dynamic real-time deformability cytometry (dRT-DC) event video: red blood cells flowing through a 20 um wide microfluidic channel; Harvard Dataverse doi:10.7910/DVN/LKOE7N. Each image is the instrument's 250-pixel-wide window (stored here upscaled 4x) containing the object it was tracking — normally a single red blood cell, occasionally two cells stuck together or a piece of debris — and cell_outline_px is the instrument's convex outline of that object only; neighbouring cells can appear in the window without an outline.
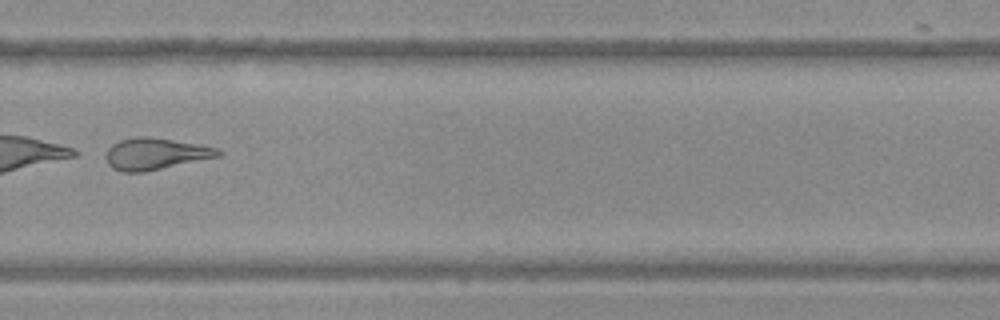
{"species": "Egyptian fruit bat (a non-hibernating species)", "species_latin": "Rousettus aegyptiacus", "temperature_condition": "warm", "stored_images_in_passage": 49, "camera_frame_rate_fps": 3000, "um_per_image_px": 0.085, "frame": {"image": 1, "passage_image": 35, "time_ms": 11.333, "image_size_px": [1000, 320], "cell_outline_px": [[224, 152], [220, 156], [144, 172], [120, 172], [112, 168], [108, 164], [104, 156], [108, 148], [112, 144], [120, 140], [136, 136], [148, 136], [196, 144], [216, 148]], "centroid_in_image_um": [13.16, 13.08], "position_along_channel_um": 316.6, "area_um2": 20.69}}